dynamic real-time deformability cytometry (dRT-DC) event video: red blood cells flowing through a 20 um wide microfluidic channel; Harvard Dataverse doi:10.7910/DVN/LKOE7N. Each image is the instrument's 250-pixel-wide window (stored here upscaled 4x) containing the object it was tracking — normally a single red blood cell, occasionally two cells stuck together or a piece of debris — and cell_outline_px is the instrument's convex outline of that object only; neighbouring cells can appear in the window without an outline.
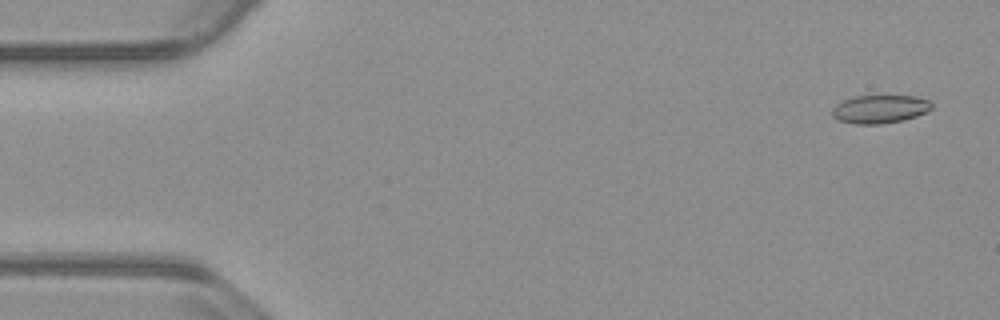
{"species": "common noctule bat (a hibernating species)", "species_latin": "Nyctalus noctula", "temperature_condition": "warm", "stored_images_in_passage": 55, "camera_frame_rate_fps": 3000, "um_per_image_px": 0.085, "animal": {"sex": "male", "body_mass_g": 23.1, "forearm_length_mm": 52.7}, "frame": {"image": 1, "passage_image": 3, "time_ms": 0.667, "image_size_px": [1000, 320], "cell_outline_px": [[932, 108], [916, 116], [904, 120], [880, 124], [856, 124], [836, 120], [832, 116], [832, 108], [836, 104], [852, 96], [916, 96], [928, 100], [932, 104]], "centroid_in_image_um": [74.75, 9.27], "position_along_channel_um": 10.2, "area_um2": 16.42}}
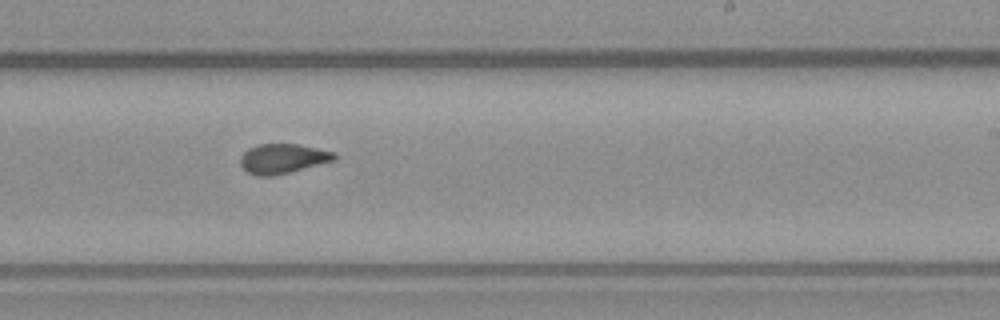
{"frame": {"image": 2, "passage_image": 33, "time_ms": 10.667, "image_size_px": [1000, 320], "cell_outline_px": [[336, 160], [292, 172], [272, 176], [256, 176], [248, 172], [240, 164], [240, 156], [248, 148], [256, 144], [296, 144], [336, 152]], "centroid_in_image_um": [24.03, 13.49], "position_along_channel_um": 265.0, "area_um2": 16.42}}
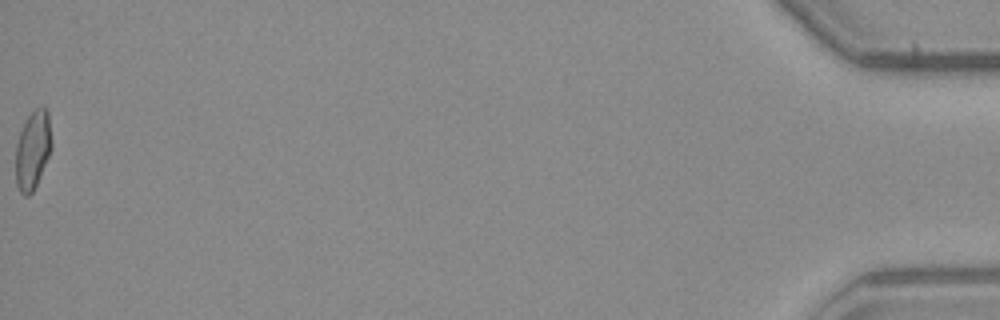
{"frame": {"image": 3, "passage_image": 55, "time_ms": 18.0, "image_size_px": [1000, 320], "cell_outline_px": [[52, 148], [36, 184], [32, 192], [28, 196], [24, 196], [20, 192], [16, 184], [16, 144], [20, 132], [28, 116], [36, 108], [44, 104], [48, 108], [52, 140]], "centroid_in_image_um": [2.8, 12.7], "position_along_channel_um": 432.4, "area_um2": 16.53}, "authors_computed_cell_mechanics": {"area_um2": 16.473, "velocity_mm_per_s": 3.8133, "shape_relaxation_time_tau1_ms": null, "shape_relaxation_time_tau2_ms": 1.6312, "deformation_change_tau1": null, "deformation_change_tau2": 0.0805}}